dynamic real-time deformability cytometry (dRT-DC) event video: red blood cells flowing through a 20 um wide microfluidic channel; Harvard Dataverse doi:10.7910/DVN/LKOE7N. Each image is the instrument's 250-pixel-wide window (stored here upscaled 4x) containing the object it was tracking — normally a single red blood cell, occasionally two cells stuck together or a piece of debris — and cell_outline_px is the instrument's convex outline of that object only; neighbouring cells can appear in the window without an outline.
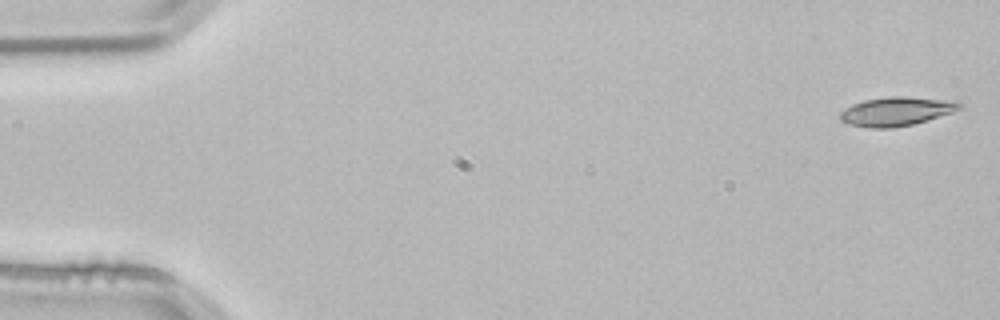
{"species": "common noctule bat (a hibernating species)", "species_latin": "Nyctalus noctula", "temperature_condition": "room temperature", "stored_images_in_passage": 52, "camera_frame_rate_fps": 3000, "um_per_image_px": 0.085, "animal": {"sex": "male", "body_mass_g": 21.5, "forearm_length_mm": 52.0}, "frame": {"image": 1, "passage_image": 1, "time_ms": 0.0, "image_size_px": [1000, 320], "cell_outline_px": [[964, 108], [952, 112], [912, 124], [892, 128], [872, 128], [848, 124], [840, 120], [840, 112], [852, 104], [864, 100], [892, 96], [904, 96], [960, 100], [964, 104]], "centroid_in_image_um": [76.25, 9.45], "position_along_channel_um": 8.7, "area_um2": 20.29}}
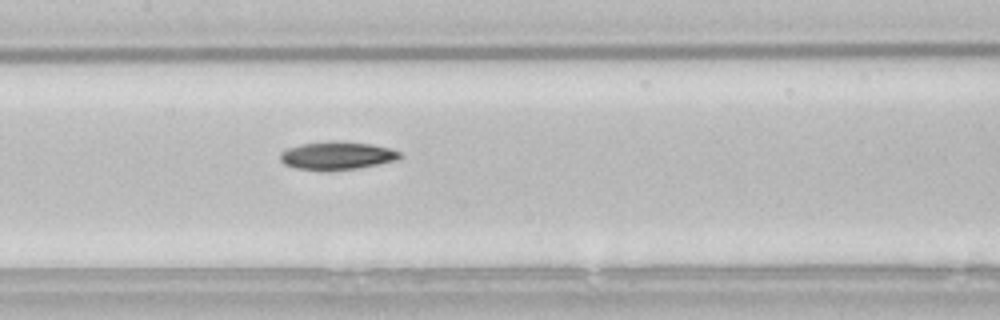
{"frame": {"image": 2, "passage_image": 25, "time_ms": 8.0, "image_size_px": [1000, 320], "cell_outline_px": [[404, 156], [400, 160], [356, 168], [296, 168], [284, 164], [280, 160], [280, 152], [288, 148], [300, 144], [328, 140], [332, 140], [372, 144], [388, 148], [400, 152]], "centroid_in_image_um": [28.68, 13.18], "position_along_channel_um": 178.7, "area_um2": 19.13}}
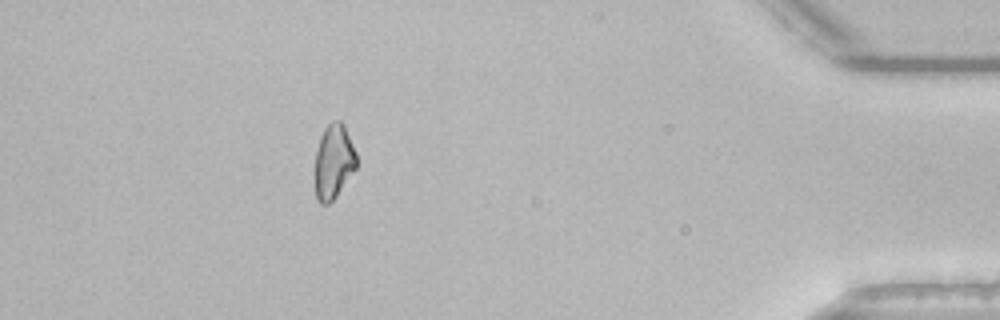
{"frame": {"image": 3, "passage_image": 47, "time_ms": 15.333, "image_size_px": [1000, 320], "cell_outline_px": [[356, 168], [336, 196], [328, 204], [320, 204], [316, 200], [312, 176], [312, 172], [316, 152], [320, 136], [324, 128], [332, 120], [340, 120], [344, 124], [356, 152]], "centroid_in_image_um": [28.3, 13.76], "position_along_channel_um": 406.9, "area_um2": 18.67}}